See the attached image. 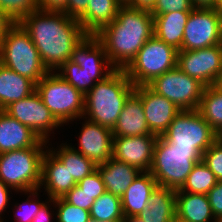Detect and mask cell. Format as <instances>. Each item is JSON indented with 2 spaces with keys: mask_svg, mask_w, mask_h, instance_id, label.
<instances>
[{
  "mask_svg": "<svg viewBox=\"0 0 222 222\" xmlns=\"http://www.w3.org/2000/svg\"><path fill=\"white\" fill-rule=\"evenodd\" d=\"M35 44L49 72L71 58L74 47L87 35L80 22L63 12L35 10L20 22Z\"/></svg>",
  "mask_w": 222,
  "mask_h": 222,
  "instance_id": "6da1fadb",
  "label": "cell"
},
{
  "mask_svg": "<svg viewBox=\"0 0 222 222\" xmlns=\"http://www.w3.org/2000/svg\"><path fill=\"white\" fill-rule=\"evenodd\" d=\"M115 69H125L154 35V18L145 9L122 5L116 18L95 34Z\"/></svg>",
  "mask_w": 222,
  "mask_h": 222,
  "instance_id": "7a4b0ae2",
  "label": "cell"
},
{
  "mask_svg": "<svg viewBox=\"0 0 222 222\" xmlns=\"http://www.w3.org/2000/svg\"><path fill=\"white\" fill-rule=\"evenodd\" d=\"M134 91L135 86L125 71L115 69L85 94L83 118L113 130L128 97Z\"/></svg>",
  "mask_w": 222,
  "mask_h": 222,
  "instance_id": "3957f363",
  "label": "cell"
},
{
  "mask_svg": "<svg viewBox=\"0 0 222 222\" xmlns=\"http://www.w3.org/2000/svg\"><path fill=\"white\" fill-rule=\"evenodd\" d=\"M202 155L197 148L173 147L158 136L149 172L158 186L179 190Z\"/></svg>",
  "mask_w": 222,
  "mask_h": 222,
  "instance_id": "277c9868",
  "label": "cell"
},
{
  "mask_svg": "<svg viewBox=\"0 0 222 222\" xmlns=\"http://www.w3.org/2000/svg\"><path fill=\"white\" fill-rule=\"evenodd\" d=\"M47 143L41 139L34 147L1 153L0 180L20 193L39 189Z\"/></svg>",
  "mask_w": 222,
  "mask_h": 222,
  "instance_id": "5b68a950",
  "label": "cell"
},
{
  "mask_svg": "<svg viewBox=\"0 0 222 222\" xmlns=\"http://www.w3.org/2000/svg\"><path fill=\"white\" fill-rule=\"evenodd\" d=\"M0 63L35 84L49 72L28 32L20 23H13L1 37Z\"/></svg>",
  "mask_w": 222,
  "mask_h": 222,
  "instance_id": "8992f818",
  "label": "cell"
},
{
  "mask_svg": "<svg viewBox=\"0 0 222 222\" xmlns=\"http://www.w3.org/2000/svg\"><path fill=\"white\" fill-rule=\"evenodd\" d=\"M36 92L62 125L77 118L82 119L85 95L55 71L48 72L39 80L36 84Z\"/></svg>",
  "mask_w": 222,
  "mask_h": 222,
  "instance_id": "52a82bcc",
  "label": "cell"
},
{
  "mask_svg": "<svg viewBox=\"0 0 222 222\" xmlns=\"http://www.w3.org/2000/svg\"><path fill=\"white\" fill-rule=\"evenodd\" d=\"M177 52L173 46L153 35L124 71L134 86L148 85L177 66Z\"/></svg>",
  "mask_w": 222,
  "mask_h": 222,
  "instance_id": "ba28073f",
  "label": "cell"
},
{
  "mask_svg": "<svg viewBox=\"0 0 222 222\" xmlns=\"http://www.w3.org/2000/svg\"><path fill=\"white\" fill-rule=\"evenodd\" d=\"M217 135L198 110H181L162 137L173 147L197 148L203 154L217 140Z\"/></svg>",
  "mask_w": 222,
  "mask_h": 222,
  "instance_id": "9c48e42d",
  "label": "cell"
},
{
  "mask_svg": "<svg viewBox=\"0 0 222 222\" xmlns=\"http://www.w3.org/2000/svg\"><path fill=\"white\" fill-rule=\"evenodd\" d=\"M148 86L173 102L179 110H197L206 87L177 66L156 77Z\"/></svg>",
  "mask_w": 222,
  "mask_h": 222,
  "instance_id": "30bf717a",
  "label": "cell"
},
{
  "mask_svg": "<svg viewBox=\"0 0 222 222\" xmlns=\"http://www.w3.org/2000/svg\"><path fill=\"white\" fill-rule=\"evenodd\" d=\"M222 44V15L214 8H194L187 19L179 51Z\"/></svg>",
  "mask_w": 222,
  "mask_h": 222,
  "instance_id": "8fae6325",
  "label": "cell"
},
{
  "mask_svg": "<svg viewBox=\"0 0 222 222\" xmlns=\"http://www.w3.org/2000/svg\"><path fill=\"white\" fill-rule=\"evenodd\" d=\"M4 111L12 118L29 127L40 139L48 142L49 133L62 124L44 105L40 95L35 91L30 96L12 102Z\"/></svg>",
  "mask_w": 222,
  "mask_h": 222,
  "instance_id": "7c38bea8",
  "label": "cell"
},
{
  "mask_svg": "<svg viewBox=\"0 0 222 222\" xmlns=\"http://www.w3.org/2000/svg\"><path fill=\"white\" fill-rule=\"evenodd\" d=\"M177 67L206 87L222 72V44L197 50L178 51Z\"/></svg>",
  "mask_w": 222,
  "mask_h": 222,
  "instance_id": "4fadbf2b",
  "label": "cell"
},
{
  "mask_svg": "<svg viewBox=\"0 0 222 222\" xmlns=\"http://www.w3.org/2000/svg\"><path fill=\"white\" fill-rule=\"evenodd\" d=\"M157 138V135L113 137L112 158L147 172L152 164Z\"/></svg>",
  "mask_w": 222,
  "mask_h": 222,
  "instance_id": "5bb4252c",
  "label": "cell"
},
{
  "mask_svg": "<svg viewBox=\"0 0 222 222\" xmlns=\"http://www.w3.org/2000/svg\"><path fill=\"white\" fill-rule=\"evenodd\" d=\"M135 92L141 97L150 132L162 136L181 110L173 102L153 91L148 85L135 86Z\"/></svg>",
  "mask_w": 222,
  "mask_h": 222,
  "instance_id": "9a60e30c",
  "label": "cell"
},
{
  "mask_svg": "<svg viewBox=\"0 0 222 222\" xmlns=\"http://www.w3.org/2000/svg\"><path fill=\"white\" fill-rule=\"evenodd\" d=\"M79 135V149L74 150L92 160L96 165L105 163L112 158V130L86 119Z\"/></svg>",
  "mask_w": 222,
  "mask_h": 222,
  "instance_id": "2e32d148",
  "label": "cell"
},
{
  "mask_svg": "<svg viewBox=\"0 0 222 222\" xmlns=\"http://www.w3.org/2000/svg\"><path fill=\"white\" fill-rule=\"evenodd\" d=\"M76 184L67 168L49 149H46L42 159L39 190L44 186L49 199H56L64 197Z\"/></svg>",
  "mask_w": 222,
  "mask_h": 222,
  "instance_id": "e0dca14e",
  "label": "cell"
},
{
  "mask_svg": "<svg viewBox=\"0 0 222 222\" xmlns=\"http://www.w3.org/2000/svg\"><path fill=\"white\" fill-rule=\"evenodd\" d=\"M70 60L87 73H111L115 70L96 35L87 34L74 47Z\"/></svg>",
  "mask_w": 222,
  "mask_h": 222,
  "instance_id": "ac0fdd59",
  "label": "cell"
},
{
  "mask_svg": "<svg viewBox=\"0 0 222 222\" xmlns=\"http://www.w3.org/2000/svg\"><path fill=\"white\" fill-rule=\"evenodd\" d=\"M112 134L113 137L154 135L149 130L141 97L135 91L128 97Z\"/></svg>",
  "mask_w": 222,
  "mask_h": 222,
  "instance_id": "d6986e66",
  "label": "cell"
},
{
  "mask_svg": "<svg viewBox=\"0 0 222 222\" xmlns=\"http://www.w3.org/2000/svg\"><path fill=\"white\" fill-rule=\"evenodd\" d=\"M40 140L29 127L0 110V154L34 147Z\"/></svg>",
  "mask_w": 222,
  "mask_h": 222,
  "instance_id": "ffe728a7",
  "label": "cell"
},
{
  "mask_svg": "<svg viewBox=\"0 0 222 222\" xmlns=\"http://www.w3.org/2000/svg\"><path fill=\"white\" fill-rule=\"evenodd\" d=\"M158 186L149 171L140 172L121 197L124 217L138 216L150 201L151 193Z\"/></svg>",
  "mask_w": 222,
  "mask_h": 222,
  "instance_id": "44dd1931",
  "label": "cell"
},
{
  "mask_svg": "<svg viewBox=\"0 0 222 222\" xmlns=\"http://www.w3.org/2000/svg\"><path fill=\"white\" fill-rule=\"evenodd\" d=\"M96 169L102 178L106 191L120 198L141 172L134 166L114 158L97 165Z\"/></svg>",
  "mask_w": 222,
  "mask_h": 222,
  "instance_id": "7402d4cb",
  "label": "cell"
},
{
  "mask_svg": "<svg viewBox=\"0 0 222 222\" xmlns=\"http://www.w3.org/2000/svg\"><path fill=\"white\" fill-rule=\"evenodd\" d=\"M122 5L120 0H89L86 11L77 20L86 34L95 35L116 18Z\"/></svg>",
  "mask_w": 222,
  "mask_h": 222,
  "instance_id": "603a6c76",
  "label": "cell"
},
{
  "mask_svg": "<svg viewBox=\"0 0 222 222\" xmlns=\"http://www.w3.org/2000/svg\"><path fill=\"white\" fill-rule=\"evenodd\" d=\"M35 91L36 84L32 80L0 63V110H4L12 102L30 96Z\"/></svg>",
  "mask_w": 222,
  "mask_h": 222,
  "instance_id": "cb8c5ba5",
  "label": "cell"
},
{
  "mask_svg": "<svg viewBox=\"0 0 222 222\" xmlns=\"http://www.w3.org/2000/svg\"><path fill=\"white\" fill-rule=\"evenodd\" d=\"M138 216L146 222H171L176 216V190L157 186Z\"/></svg>",
  "mask_w": 222,
  "mask_h": 222,
  "instance_id": "d4e9b609",
  "label": "cell"
},
{
  "mask_svg": "<svg viewBox=\"0 0 222 222\" xmlns=\"http://www.w3.org/2000/svg\"><path fill=\"white\" fill-rule=\"evenodd\" d=\"M191 11H174L154 18V35L178 51L182 47L184 28Z\"/></svg>",
  "mask_w": 222,
  "mask_h": 222,
  "instance_id": "484cf974",
  "label": "cell"
},
{
  "mask_svg": "<svg viewBox=\"0 0 222 222\" xmlns=\"http://www.w3.org/2000/svg\"><path fill=\"white\" fill-rule=\"evenodd\" d=\"M176 216L188 222H218L206 194L176 192Z\"/></svg>",
  "mask_w": 222,
  "mask_h": 222,
  "instance_id": "4316f807",
  "label": "cell"
},
{
  "mask_svg": "<svg viewBox=\"0 0 222 222\" xmlns=\"http://www.w3.org/2000/svg\"><path fill=\"white\" fill-rule=\"evenodd\" d=\"M69 144H61L60 148L49 149L67 168L70 176L76 183L84 179L96 170L97 165L90 159L86 158L80 152L74 150ZM57 151V152H56Z\"/></svg>",
  "mask_w": 222,
  "mask_h": 222,
  "instance_id": "83f0119b",
  "label": "cell"
},
{
  "mask_svg": "<svg viewBox=\"0 0 222 222\" xmlns=\"http://www.w3.org/2000/svg\"><path fill=\"white\" fill-rule=\"evenodd\" d=\"M56 72L62 79L73 85L82 94H86L97 82L111 73H87L70 59L62 64Z\"/></svg>",
  "mask_w": 222,
  "mask_h": 222,
  "instance_id": "f1b7e54d",
  "label": "cell"
},
{
  "mask_svg": "<svg viewBox=\"0 0 222 222\" xmlns=\"http://www.w3.org/2000/svg\"><path fill=\"white\" fill-rule=\"evenodd\" d=\"M197 110L216 133L222 130V92L213 86L205 87Z\"/></svg>",
  "mask_w": 222,
  "mask_h": 222,
  "instance_id": "f546056e",
  "label": "cell"
},
{
  "mask_svg": "<svg viewBox=\"0 0 222 222\" xmlns=\"http://www.w3.org/2000/svg\"><path fill=\"white\" fill-rule=\"evenodd\" d=\"M89 212L90 219L96 221H122L124 219L121 198L107 191L94 201Z\"/></svg>",
  "mask_w": 222,
  "mask_h": 222,
  "instance_id": "4dcf8cb0",
  "label": "cell"
},
{
  "mask_svg": "<svg viewBox=\"0 0 222 222\" xmlns=\"http://www.w3.org/2000/svg\"><path fill=\"white\" fill-rule=\"evenodd\" d=\"M217 182L216 176L201 160L195 164L183 186L176 192L207 194Z\"/></svg>",
  "mask_w": 222,
  "mask_h": 222,
  "instance_id": "1f68e13d",
  "label": "cell"
},
{
  "mask_svg": "<svg viewBox=\"0 0 222 222\" xmlns=\"http://www.w3.org/2000/svg\"><path fill=\"white\" fill-rule=\"evenodd\" d=\"M0 9L13 23H19L31 12L39 10V3L38 0H0Z\"/></svg>",
  "mask_w": 222,
  "mask_h": 222,
  "instance_id": "d6a6232c",
  "label": "cell"
},
{
  "mask_svg": "<svg viewBox=\"0 0 222 222\" xmlns=\"http://www.w3.org/2000/svg\"><path fill=\"white\" fill-rule=\"evenodd\" d=\"M57 208V222H89L90 212L68 203L63 197L52 199Z\"/></svg>",
  "mask_w": 222,
  "mask_h": 222,
  "instance_id": "836d02e7",
  "label": "cell"
},
{
  "mask_svg": "<svg viewBox=\"0 0 222 222\" xmlns=\"http://www.w3.org/2000/svg\"><path fill=\"white\" fill-rule=\"evenodd\" d=\"M202 161L222 182V143L218 139L203 153Z\"/></svg>",
  "mask_w": 222,
  "mask_h": 222,
  "instance_id": "e575fe53",
  "label": "cell"
},
{
  "mask_svg": "<svg viewBox=\"0 0 222 222\" xmlns=\"http://www.w3.org/2000/svg\"><path fill=\"white\" fill-rule=\"evenodd\" d=\"M38 191H40L39 189L37 190H32L29 191V198H27V200L25 202H23L22 204H16L15 206L18 207L19 209V213H16L14 216L16 218V222H31L33 220V218L36 216L37 212L39 211V209L41 208V206L44 204V202H40L39 199L38 200H34L32 198H35L38 196ZM31 195L33 196L31 199ZM30 199V200H29ZM32 200V201H31Z\"/></svg>",
  "mask_w": 222,
  "mask_h": 222,
  "instance_id": "d590c367",
  "label": "cell"
},
{
  "mask_svg": "<svg viewBox=\"0 0 222 222\" xmlns=\"http://www.w3.org/2000/svg\"><path fill=\"white\" fill-rule=\"evenodd\" d=\"M193 9L191 0H156L149 12L152 16H157L168 12L192 11Z\"/></svg>",
  "mask_w": 222,
  "mask_h": 222,
  "instance_id": "8d00e7d4",
  "label": "cell"
},
{
  "mask_svg": "<svg viewBox=\"0 0 222 222\" xmlns=\"http://www.w3.org/2000/svg\"><path fill=\"white\" fill-rule=\"evenodd\" d=\"M77 185L82 189V191L91 195L95 200L106 192L105 185L97 169L79 181Z\"/></svg>",
  "mask_w": 222,
  "mask_h": 222,
  "instance_id": "74e56055",
  "label": "cell"
},
{
  "mask_svg": "<svg viewBox=\"0 0 222 222\" xmlns=\"http://www.w3.org/2000/svg\"><path fill=\"white\" fill-rule=\"evenodd\" d=\"M68 203L90 211L95 199L76 184L64 197Z\"/></svg>",
  "mask_w": 222,
  "mask_h": 222,
  "instance_id": "f35d334b",
  "label": "cell"
},
{
  "mask_svg": "<svg viewBox=\"0 0 222 222\" xmlns=\"http://www.w3.org/2000/svg\"><path fill=\"white\" fill-rule=\"evenodd\" d=\"M206 195L210 202L213 216L218 222H222V182L218 181Z\"/></svg>",
  "mask_w": 222,
  "mask_h": 222,
  "instance_id": "ab89813d",
  "label": "cell"
},
{
  "mask_svg": "<svg viewBox=\"0 0 222 222\" xmlns=\"http://www.w3.org/2000/svg\"><path fill=\"white\" fill-rule=\"evenodd\" d=\"M89 0H68L66 14L78 19L87 9Z\"/></svg>",
  "mask_w": 222,
  "mask_h": 222,
  "instance_id": "60d3db41",
  "label": "cell"
},
{
  "mask_svg": "<svg viewBox=\"0 0 222 222\" xmlns=\"http://www.w3.org/2000/svg\"><path fill=\"white\" fill-rule=\"evenodd\" d=\"M68 0H38L39 10L63 12L66 14Z\"/></svg>",
  "mask_w": 222,
  "mask_h": 222,
  "instance_id": "b9f144b4",
  "label": "cell"
},
{
  "mask_svg": "<svg viewBox=\"0 0 222 222\" xmlns=\"http://www.w3.org/2000/svg\"><path fill=\"white\" fill-rule=\"evenodd\" d=\"M48 201L41 206V208L39 209L36 216L33 218L31 222H50L51 221L50 219L52 218L51 216L52 213H50L51 212L49 210L50 206L47 203H51L52 199H49Z\"/></svg>",
  "mask_w": 222,
  "mask_h": 222,
  "instance_id": "7bdbcfd3",
  "label": "cell"
},
{
  "mask_svg": "<svg viewBox=\"0 0 222 222\" xmlns=\"http://www.w3.org/2000/svg\"><path fill=\"white\" fill-rule=\"evenodd\" d=\"M8 189L11 190L12 188L8 187L4 182L0 180V215L2 214L3 210L5 211L6 208H8L7 204L9 203L8 200H10L9 192H11ZM3 221L4 220L0 219V222H3Z\"/></svg>",
  "mask_w": 222,
  "mask_h": 222,
  "instance_id": "ee69618b",
  "label": "cell"
},
{
  "mask_svg": "<svg viewBox=\"0 0 222 222\" xmlns=\"http://www.w3.org/2000/svg\"><path fill=\"white\" fill-rule=\"evenodd\" d=\"M156 0H126L123 4L136 9L150 11Z\"/></svg>",
  "mask_w": 222,
  "mask_h": 222,
  "instance_id": "f6af8a7d",
  "label": "cell"
},
{
  "mask_svg": "<svg viewBox=\"0 0 222 222\" xmlns=\"http://www.w3.org/2000/svg\"><path fill=\"white\" fill-rule=\"evenodd\" d=\"M12 24L13 22L0 9V39Z\"/></svg>",
  "mask_w": 222,
  "mask_h": 222,
  "instance_id": "bcb514c9",
  "label": "cell"
},
{
  "mask_svg": "<svg viewBox=\"0 0 222 222\" xmlns=\"http://www.w3.org/2000/svg\"><path fill=\"white\" fill-rule=\"evenodd\" d=\"M194 8H213L214 0H191Z\"/></svg>",
  "mask_w": 222,
  "mask_h": 222,
  "instance_id": "7dc6e473",
  "label": "cell"
},
{
  "mask_svg": "<svg viewBox=\"0 0 222 222\" xmlns=\"http://www.w3.org/2000/svg\"><path fill=\"white\" fill-rule=\"evenodd\" d=\"M214 88H216L218 91L222 92V72L219 76L216 77L213 85Z\"/></svg>",
  "mask_w": 222,
  "mask_h": 222,
  "instance_id": "c3c4849f",
  "label": "cell"
},
{
  "mask_svg": "<svg viewBox=\"0 0 222 222\" xmlns=\"http://www.w3.org/2000/svg\"><path fill=\"white\" fill-rule=\"evenodd\" d=\"M122 222H146V221L141 219L139 216H128L124 217Z\"/></svg>",
  "mask_w": 222,
  "mask_h": 222,
  "instance_id": "681fc988",
  "label": "cell"
},
{
  "mask_svg": "<svg viewBox=\"0 0 222 222\" xmlns=\"http://www.w3.org/2000/svg\"><path fill=\"white\" fill-rule=\"evenodd\" d=\"M213 8L222 15V0H214Z\"/></svg>",
  "mask_w": 222,
  "mask_h": 222,
  "instance_id": "f907efd6",
  "label": "cell"
},
{
  "mask_svg": "<svg viewBox=\"0 0 222 222\" xmlns=\"http://www.w3.org/2000/svg\"><path fill=\"white\" fill-rule=\"evenodd\" d=\"M171 222H188V221H185V220L179 218L178 216H175Z\"/></svg>",
  "mask_w": 222,
  "mask_h": 222,
  "instance_id": "816d5d0a",
  "label": "cell"
},
{
  "mask_svg": "<svg viewBox=\"0 0 222 222\" xmlns=\"http://www.w3.org/2000/svg\"><path fill=\"white\" fill-rule=\"evenodd\" d=\"M217 134V139L222 143V130Z\"/></svg>",
  "mask_w": 222,
  "mask_h": 222,
  "instance_id": "f5cc1de1",
  "label": "cell"
},
{
  "mask_svg": "<svg viewBox=\"0 0 222 222\" xmlns=\"http://www.w3.org/2000/svg\"><path fill=\"white\" fill-rule=\"evenodd\" d=\"M89 222H103V221H96V220L90 219ZM106 222H122V221H106Z\"/></svg>",
  "mask_w": 222,
  "mask_h": 222,
  "instance_id": "db71d44e",
  "label": "cell"
}]
</instances>
